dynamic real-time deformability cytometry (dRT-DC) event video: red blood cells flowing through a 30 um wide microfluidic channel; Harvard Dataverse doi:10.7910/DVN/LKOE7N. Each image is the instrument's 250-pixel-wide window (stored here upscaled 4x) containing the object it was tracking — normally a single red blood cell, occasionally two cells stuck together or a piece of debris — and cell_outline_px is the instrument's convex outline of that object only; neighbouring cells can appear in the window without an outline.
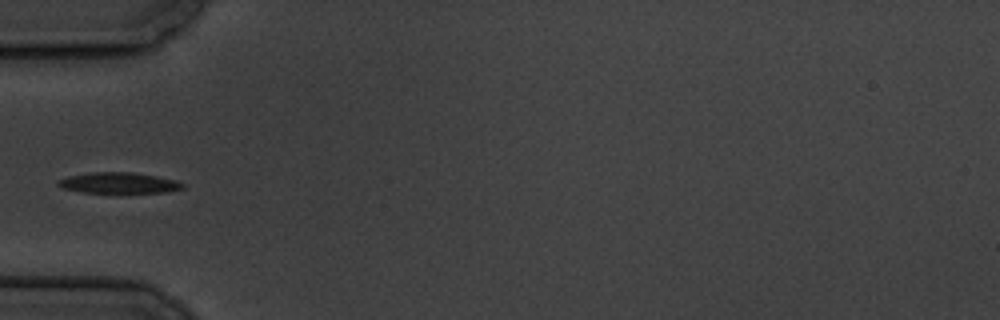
{"species": "common noctule bat (a hibernating species)", "species_latin": "Nyctalus noctula", "temperature_condition": "cold", "stored_images_in_passage": 10, "segment_of_instrument_passage": [2, 2], "camera_frame_rate_fps": 3000, "um_per_image_px": 0.085, "animal": {"sex": "male", "body_mass_g": 19.5, "forearm_length_mm": 54.6}, "frame": {"image": 1, "passage_image": 4, "time_ms": 3.333, "image_size_px": [1000, 320], "cell_outline_px": [[184, 188], [168, 192], [80, 192], [64, 188], [56, 184], [56, 180], [68, 176], [88, 172], [132, 172], [156, 176], [176, 180], [184, 184]], "centroid_in_image_um": [10.07, 15.53], "position_along_channel_um": 74.9, "area_um2": 15.09}}
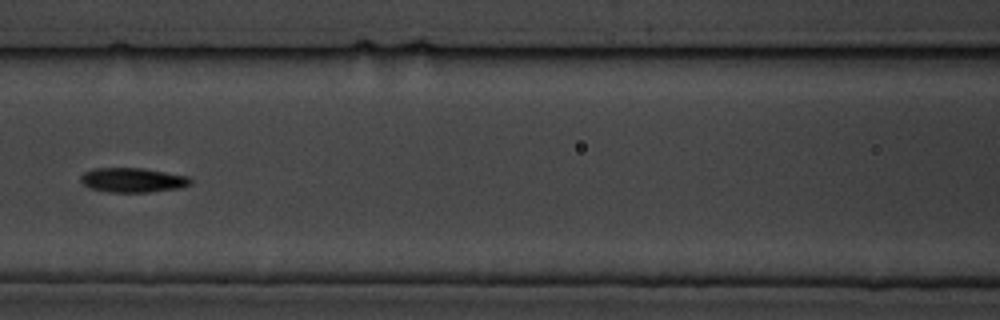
{"frame": {"image": 2, "passage_image": 6, "time_ms": 5.667, "image_size_px": [1000, 320], "cell_outline_px": [[192, 184], [180, 188], [148, 192], [108, 192], [92, 188], [84, 184], [80, 180], [80, 176], [84, 172], [92, 168], [144, 168], [188, 176], [192, 180]], "centroid_in_image_um": [11.3, 15.3], "position_along_channel_um": 155.3, "area_um2": 15.72}}
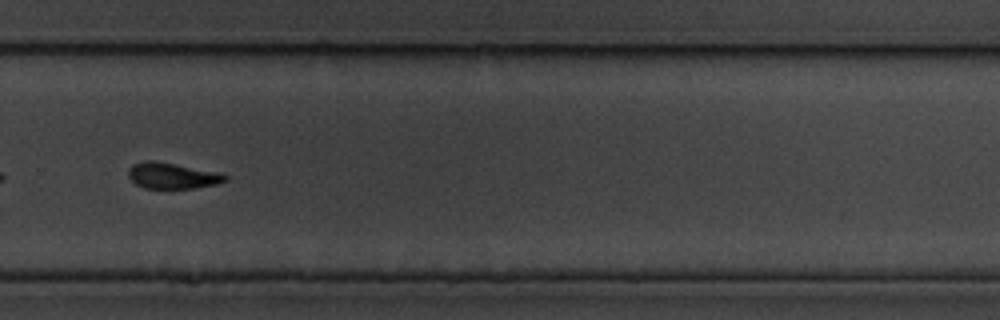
{"frame": {"image": 3, "passage_image": 10, "time_ms": 10.333, "image_size_px": [1000, 320], "cell_outline_px": [[228, 180], [216, 184], [196, 188], [144, 188], [136, 184], [128, 176], [128, 168], [132, 164], [144, 160], [152, 160], [224, 172], [228, 176]], "centroid_in_image_um": [14.68, 14.92], "position_along_channel_um": 315.1, "area_um2": 14.97}}